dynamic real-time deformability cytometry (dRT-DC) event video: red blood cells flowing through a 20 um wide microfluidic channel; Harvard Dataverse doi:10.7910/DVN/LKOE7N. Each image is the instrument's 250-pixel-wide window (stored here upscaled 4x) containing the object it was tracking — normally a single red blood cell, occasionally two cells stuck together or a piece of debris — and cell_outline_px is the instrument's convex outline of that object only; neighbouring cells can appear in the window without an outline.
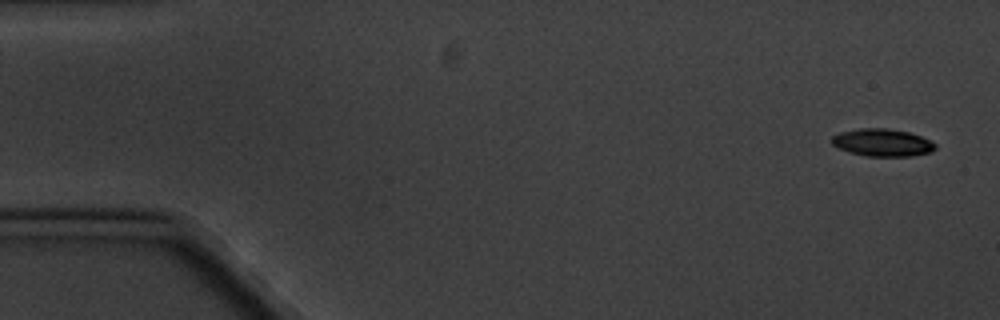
{"species": "common noctule bat (a hibernating species)", "species_latin": "Nyctalus noctula", "temperature_condition": "cold", "stored_images_in_passage": 5, "camera_frame_rate_fps": 3000, "um_per_image_px": 0.085, "animal": {"sex": "male", "body_mass_g": 20.1, "forearm_length_mm": 53.5}, "frame": {"image": 1, "passage_image": 1, "time_ms": 0.0, "image_size_px": [1000, 320], "cell_outline_px": [[936, 148], [932, 152], [912, 156], [868, 156], [848, 152], [836, 148], [832, 144], [832, 136], [840, 132], [860, 128], [888, 128], [908, 132], [932, 140], [936, 144]], "centroid_in_image_um": [75.01, 12.12], "position_along_channel_um": 10.0, "area_um2": 16.76}}